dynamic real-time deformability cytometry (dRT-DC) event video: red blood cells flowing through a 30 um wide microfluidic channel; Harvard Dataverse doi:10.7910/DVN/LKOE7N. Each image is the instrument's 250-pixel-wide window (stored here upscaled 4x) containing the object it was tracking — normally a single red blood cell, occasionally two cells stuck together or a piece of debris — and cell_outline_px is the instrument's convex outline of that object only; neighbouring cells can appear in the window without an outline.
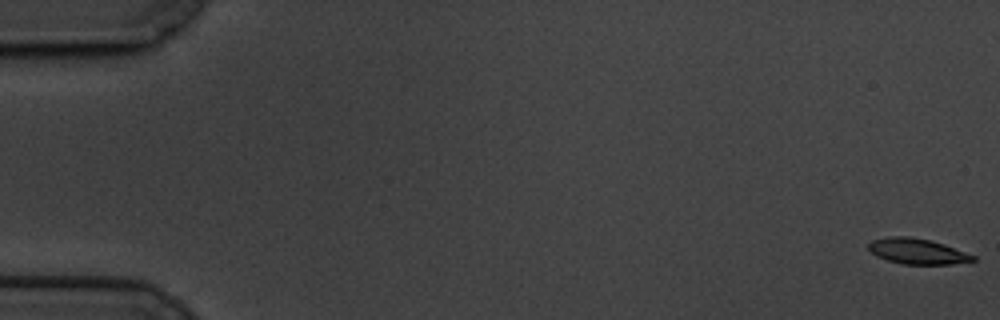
{"species": "common noctule bat (a hibernating species)", "species_latin": "Nyctalus noctula", "temperature_condition": "cold", "stored_images_in_passage": 60, "camera_frame_rate_fps": 3000, "um_per_image_px": 0.085, "animal": {"sex": "male", "body_mass_g": 19.5, "forearm_length_mm": 54.6}, "frame": {"image": 1, "passage_image": 1, "time_ms": 0.0, "image_size_px": [1000, 320], "cell_outline_px": [[976, 260], [952, 264], [904, 264], [888, 260], [876, 256], [868, 248], [868, 244], [872, 240], [888, 236], [908, 236], [932, 240], [944, 244], [976, 256]], "centroid_in_image_um": [77.97, 21.35], "position_along_channel_um": 7.0, "area_um2": 15.55}}
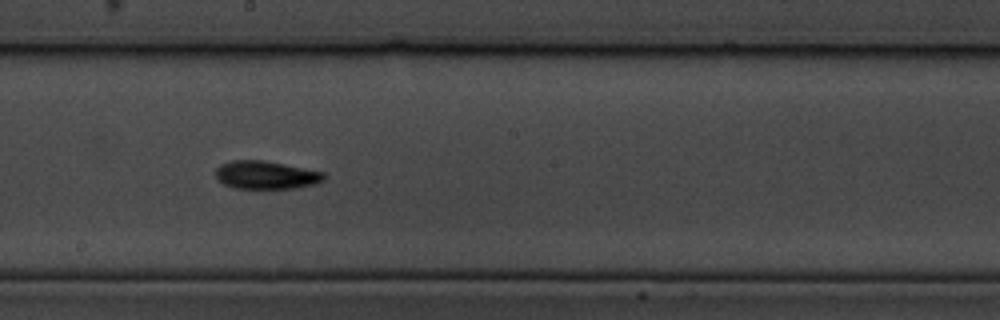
{"frame": {"image": 2, "passage_image": 34, "time_ms": 11.0, "image_size_px": [1000, 320], "cell_outline_px": [[324, 180], [316, 184], [296, 188], [232, 188], [216, 180], [216, 168], [220, 164], [232, 160], [260, 160], [284, 164], [324, 172]], "centroid_in_image_um": [22.58, 14.88], "position_along_channel_um": 225.6, "area_um2": 17.74}}
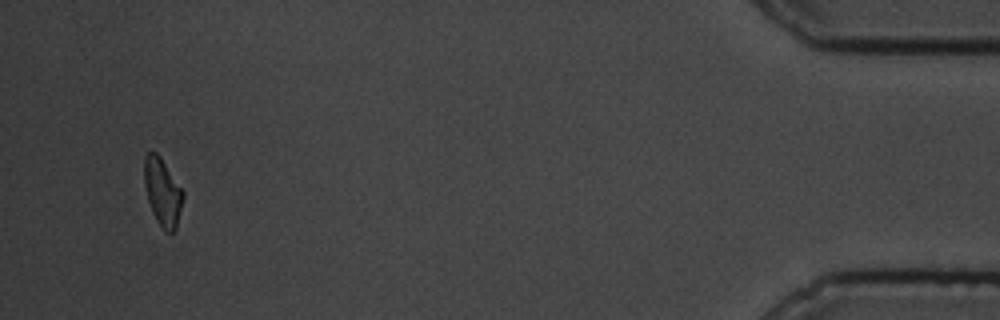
{"frame": {"image": 3, "passage_image": 58, "time_ms": 19.0, "image_size_px": [1000, 320], "cell_outline_px": [[184, 196], [176, 228], [172, 232], [164, 232], [156, 220], [152, 212], [148, 200], [144, 184], [144, 156], [148, 152], [156, 152], [160, 156], [184, 192]], "centroid_in_image_um": [13.81, 16.33], "position_along_channel_um": 421.4, "area_um2": 15.26}, "authors_computed_cell_mechanics": {"area_um2": 16.6753, "velocity_mm_per_s": 3.3701, "shape_relaxation_time_tau1_ms": 5.6462, "shape_relaxation_time_tau2_ms": null, "deformation_change_tau1": 0.1631, "deformation_change_tau2": null}}